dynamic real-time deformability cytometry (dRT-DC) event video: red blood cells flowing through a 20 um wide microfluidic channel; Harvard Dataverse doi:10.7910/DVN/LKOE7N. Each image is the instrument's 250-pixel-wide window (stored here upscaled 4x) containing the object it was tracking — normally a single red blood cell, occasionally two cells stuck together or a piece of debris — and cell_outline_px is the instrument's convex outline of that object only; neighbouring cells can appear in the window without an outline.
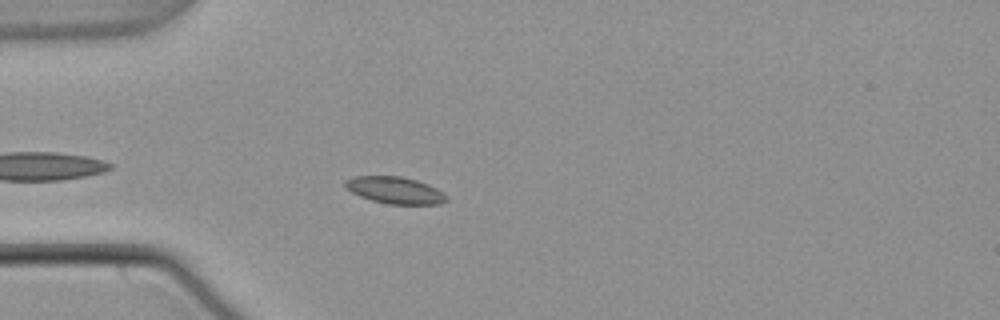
{"species": "common noctule bat (a hibernating species)", "species_latin": "Nyctalus noctula", "temperature_condition": "warm", "stored_images_in_passage": 14, "camera_frame_rate_fps": 3000, "um_per_image_px": 0.085, "animal": {"sex": "male", "body_mass_g": 21.5, "forearm_length_mm": 52.0}, "frame": {"image": 1, "passage_image": 5, "time_ms": 1.333, "image_size_px": [1000, 320], "cell_outline_px": [[448, 200], [440, 204], [388, 204], [372, 200], [360, 196], [344, 188], [344, 180], [356, 176], [400, 176], [416, 180], [428, 184], [444, 192], [448, 196]], "centroid_in_image_um": [33.58, 16.17], "position_along_channel_um": 51.4, "area_um2": 15.95}}